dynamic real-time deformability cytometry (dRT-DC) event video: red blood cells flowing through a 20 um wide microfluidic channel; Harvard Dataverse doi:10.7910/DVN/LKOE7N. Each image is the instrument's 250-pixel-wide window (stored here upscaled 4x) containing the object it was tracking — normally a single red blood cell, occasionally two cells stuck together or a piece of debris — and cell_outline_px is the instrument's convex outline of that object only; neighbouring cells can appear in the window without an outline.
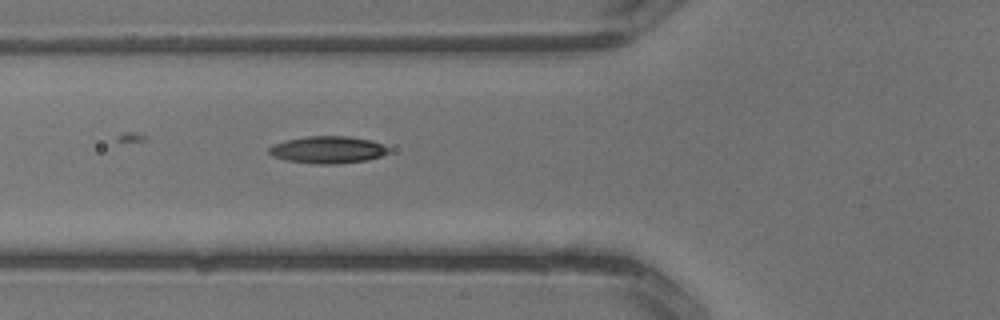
{"species": "common noctule bat (a hibernating species)", "species_latin": "Nyctalus noctula", "temperature_condition": "warm", "stored_images_in_passage": 5, "camera_frame_rate_fps": 3000, "um_per_image_px": 0.085, "animal": {"sex": "male", "body_mass_g": 13.3}, "frame": {"image": 1, "passage_image": 5, "time_ms": 1.333, "image_size_px": [1000, 320], "cell_outline_px": [[388, 152], [380, 156], [368, 160], [336, 164], [316, 164], [288, 160], [272, 156], [268, 152], [268, 148], [272, 144], [284, 140], [308, 136], [348, 136], [372, 140], [388, 148]], "centroid_in_image_um": [27.82, 12.72], "position_along_channel_um": 98.0, "area_um2": 18.9}}